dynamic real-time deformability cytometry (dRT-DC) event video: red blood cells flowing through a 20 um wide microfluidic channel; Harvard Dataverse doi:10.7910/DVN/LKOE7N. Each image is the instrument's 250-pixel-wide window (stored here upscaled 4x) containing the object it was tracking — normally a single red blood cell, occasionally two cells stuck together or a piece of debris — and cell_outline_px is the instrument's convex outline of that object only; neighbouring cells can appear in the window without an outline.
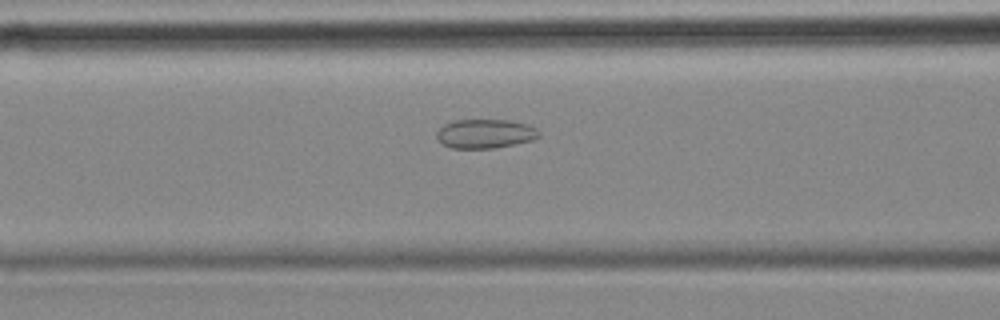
{"species": "common noctule bat (a hibernating species)", "species_latin": "Nyctalus noctula", "temperature_condition": "cold", "stored_images_in_passage": 42, "camera_frame_rate_fps": 3000, "um_per_image_px": 0.085, "animal": {"sex": "female", "body_mass_g": 18.4}, "frame": {"image": 1, "passage_image": 8, "time_ms": 2.333, "image_size_px": [1000, 320], "cell_outline_px": [[540, 136], [532, 140], [492, 148], [452, 148], [444, 144], [436, 136], [436, 132], [444, 124], [456, 120], [508, 120], [528, 124], [536, 128], [540, 132]], "centroid_in_image_um": [41.25, 11.35], "position_along_channel_um": 125.3, "area_um2": 17.17}}
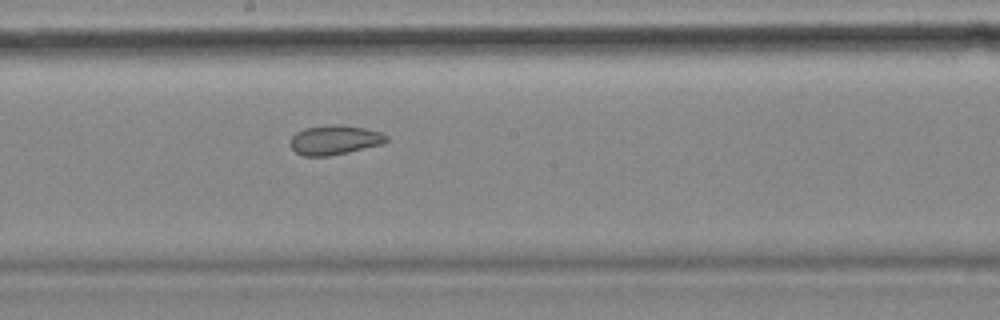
{"frame": {"image": 2, "passage_image": 16, "time_ms": 5.0, "image_size_px": [1000, 320], "cell_outline_px": [[388, 140], [384, 144], [348, 152], [328, 156], [304, 156], [296, 152], [292, 148], [292, 136], [296, 132], [304, 128], [332, 124], [340, 124], [364, 128], [380, 132], [388, 136]], "centroid_in_image_um": [28.47, 11.89], "position_along_channel_um": 219.7, "area_um2": 16.47}}
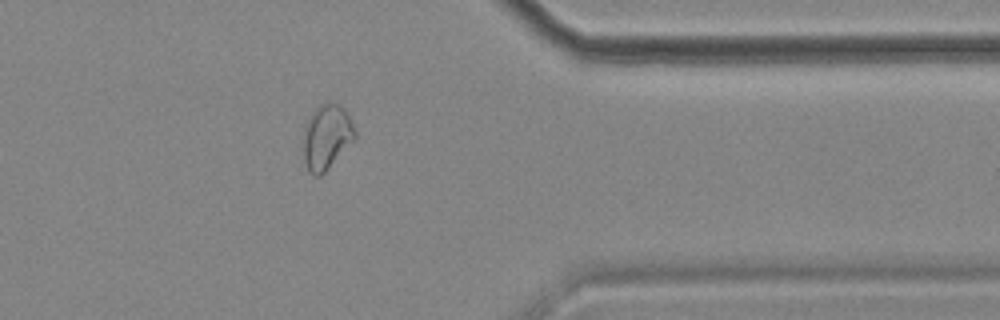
{"frame": {"image": 3, "passage_image": 31, "time_ms": 10.0, "image_size_px": [1000, 320], "cell_outline_px": [[356, 136], [324, 172], [320, 176], [312, 176], [308, 172], [304, 160], [304, 132], [308, 116], [320, 104], [328, 100], [332, 100], [344, 108], [356, 132]], "centroid_in_image_um": [27.73, 11.6], "position_along_channel_um": 383.7, "area_um2": 19.31}, "authors_computed_cell_mechanics": {"area_um2": 17.8024, "velocity_mm_per_s": 3.5547, "shape_relaxation_time_tau1_ms": null, "shape_relaxation_time_tau2_ms": 2.1492, "deformation_change_tau1": null, "deformation_change_tau2": 0.0741}}